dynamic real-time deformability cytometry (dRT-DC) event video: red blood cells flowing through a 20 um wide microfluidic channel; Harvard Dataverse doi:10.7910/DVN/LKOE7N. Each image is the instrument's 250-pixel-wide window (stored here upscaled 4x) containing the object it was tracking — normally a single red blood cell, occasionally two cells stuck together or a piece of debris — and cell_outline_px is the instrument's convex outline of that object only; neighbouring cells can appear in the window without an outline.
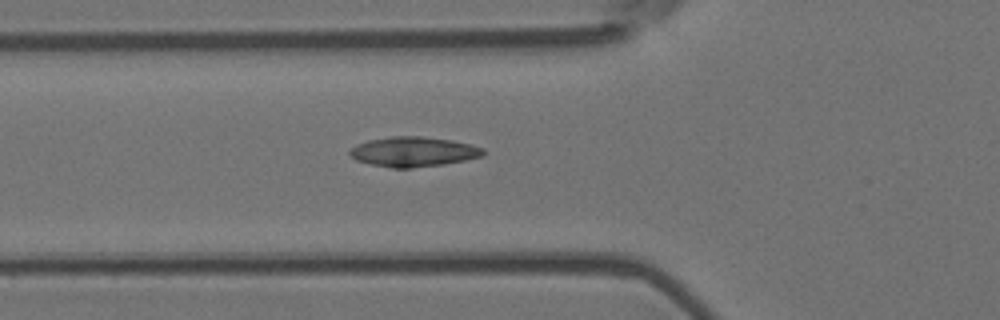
{"species": "Egyptian fruit bat (a non-hibernating species)", "species_latin": "Rousettus aegyptiacus", "temperature_condition": "room temperature", "stored_images_in_passage": 62, "camera_frame_rate_fps": 3000, "um_per_image_px": 0.085, "animal": {"sex": "female"}, "frame": {"image": 1, "passage_image": 23, "time_ms": 7.333, "image_size_px": [1000, 320], "cell_outline_px": [[484, 156], [444, 164], [412, 168], [392, 168], [372, 164], [356, 160], [348, 152], [356, 144], [368, 140], [392, 136], [420, 136], [452, 140], [472, 144], [484, 148]], "centroid_in_image_um": [35.16, 12.89], "position_along_channel_um": 90.6, "area_um2": 23.24}}
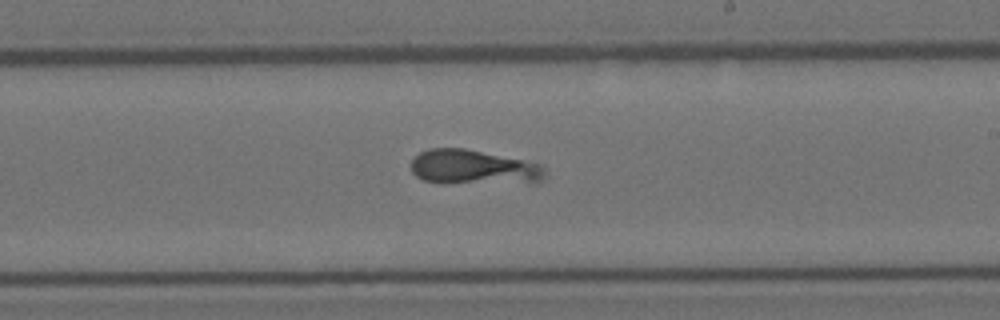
{"frame": {"image": 2, "passage_image": 36, "time_ms": 11.667, "image_size_px": [1000, 320], "cell_outline_px": [[544, 180], [532, 184], [440, 184], [424, 180], [416, 176], [412, 172], [412, 160], [420, 152], [428, 148], [464, 148], [540, 164], [544, 168]], "centroid_in_image_um": [40.26, 14.27], "position_along_channel_um": 248.7, "area_um2": 27.8}}
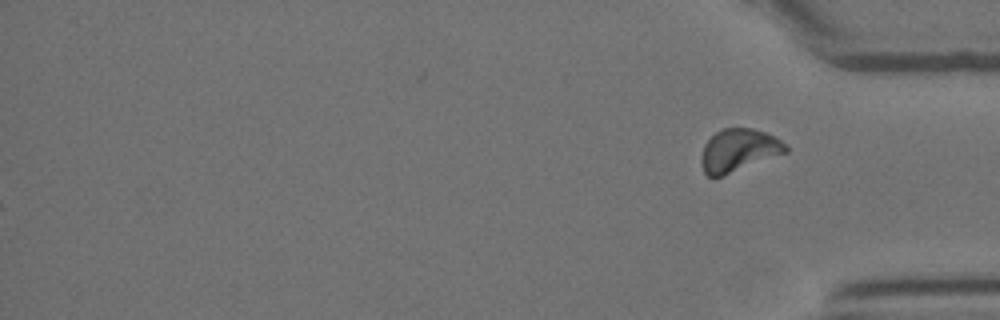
{"frame": {"image": 3, "passage_image": 62, "time_ms": 20.333, "image_size_px": [1000, 320], "cell_outline_px": [[788, 152], [724, 176], [708, 176], [704, 172], [700, 164], [700, 156], [704, 144], [716, 132], [724, 128], [752, 128], [776, 136], [788, 148]], "centroid_in_image_um": [62.77, 12.79], "position_along_channel_um": 372.4, "area_um2": 21.15}}